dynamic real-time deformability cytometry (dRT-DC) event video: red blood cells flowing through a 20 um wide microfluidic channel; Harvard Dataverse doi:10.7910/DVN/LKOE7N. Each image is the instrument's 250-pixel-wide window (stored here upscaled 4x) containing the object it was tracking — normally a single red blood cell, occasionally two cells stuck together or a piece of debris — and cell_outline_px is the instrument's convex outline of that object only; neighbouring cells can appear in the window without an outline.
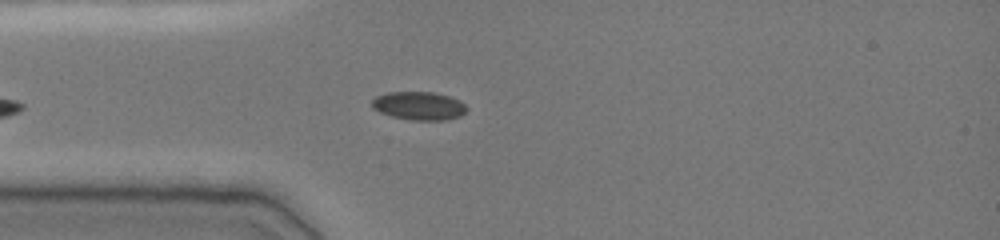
{"species": "common noctule bat (a hibernating species)", "species_latin": "Nyctalus noctula", "temperature_condition": "cold", "stored_images_in_passage": 36, "camera_frame_rate_fps": 3000, "um_per_image_px": 0.085, "animal": {"sex": "female", "body_mass_g": 19.0, "forearm_length_mm": 51.5}, "frame": {"image": 1, "passage_image": 4, "time_ms": 1.0, "image_size_px": [1000, 240], "cell_outline_px": [[468, 108], [460, 116], [448, 120], [412, 120], [392, 116], [380, 112], [372, 108], [372, 100], [376, 96], [388, 92], [432, 92], [448, 96], [460, 100]], "centroid_in_image_um": [35.61, 8.99], "position_along_channel_um": 49.4, "area_um2": 15.61}}
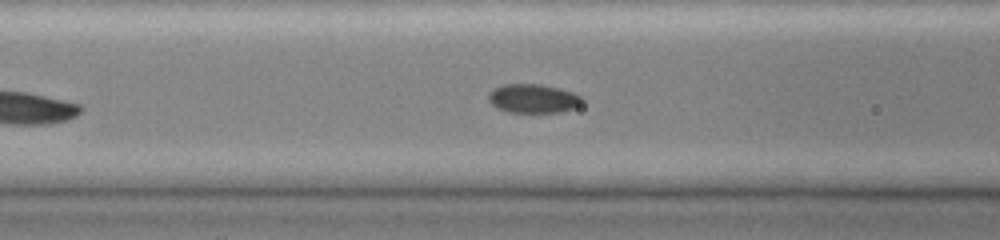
{"frame": {"image": 2, "passage_image": 10, "time_ms": 3.0, "image_size_px": [1000, 240], "cell_outline_px": [[584, 100], [580, 104], [572, 108], [560, 112], [508, 112], [496, 108], [488, 100], [488, 92], [492, 88], [504, 84], [540, 84], [572, 92], [580, 96]], "centroid_in_image_um": [45.26, 8.37], "position_along_channel_um": 121.3, "area_um2": 15.72}}
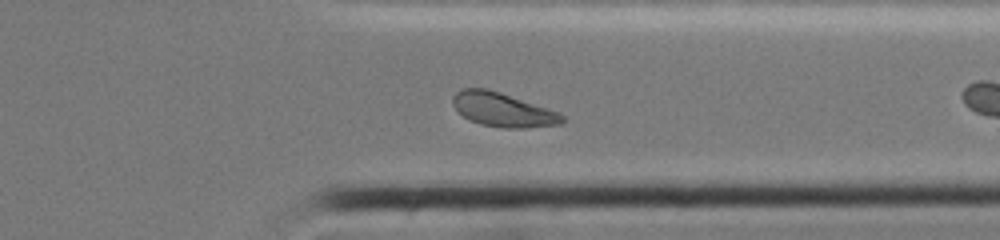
{"frame": {"image": 3, "passage_image": 26, "time_ms": 8.333, "image_size_px": [1000, 240], "cell_outline_px": [[564, 120], [560, 124], [524, 128], [500, 128], [480, 124], [468, 120], [452, 104], [452, 96], [456, 92], [464, 88], [488, 88], [500, 92], [556, 112], [564, 116]], "centroid_in_image_um": [42.68, 9.33], "position_along_channel_um": 368.7, "area_um2": 21.39}}